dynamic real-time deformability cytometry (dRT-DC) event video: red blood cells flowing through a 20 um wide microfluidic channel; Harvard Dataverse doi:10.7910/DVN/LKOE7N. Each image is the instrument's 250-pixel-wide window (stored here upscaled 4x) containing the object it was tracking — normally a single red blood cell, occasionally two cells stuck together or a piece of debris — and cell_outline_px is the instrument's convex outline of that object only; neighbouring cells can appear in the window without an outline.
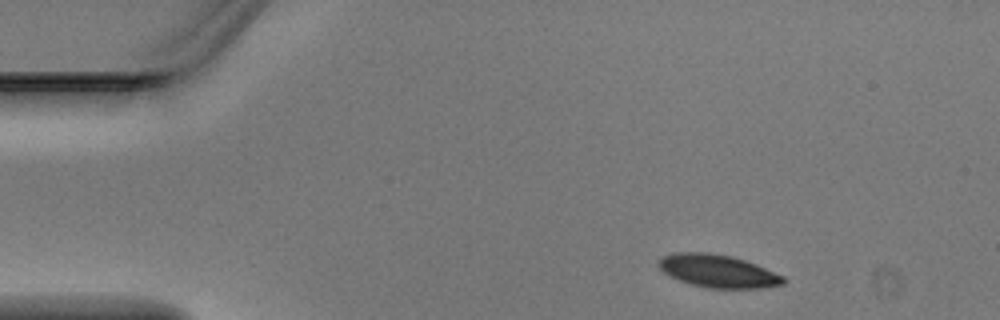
{"species": "Egyptian fruit bat (a non-hibernating species)", "species_latin": "Rousettus aegyptiacus", "temperature_condition": "warm", "stored_images_in_passage": 3, "camera_frame_rate_fps": 3000, "um_per_image_px": 0.085, "animal": {"sex": "male"}, "frame": {"image": 1, "passage_image": 1, "time_ms": 0.0, "image_size_px": [1000, 320], "cell_outline_px": [[788, 280], [784, 284], [764, 288], [708, 288], [692, 284], [680, 280], [664, 272], [660, 268], [660, 260], [664, 256], [676, 252], [708, 252], [732, 256], [756, 264], [784, 276]], "centroid_in_image_um": [61.09, 23.04], "position_along_channel_um": 23.9, "area_um2": 23.7}}
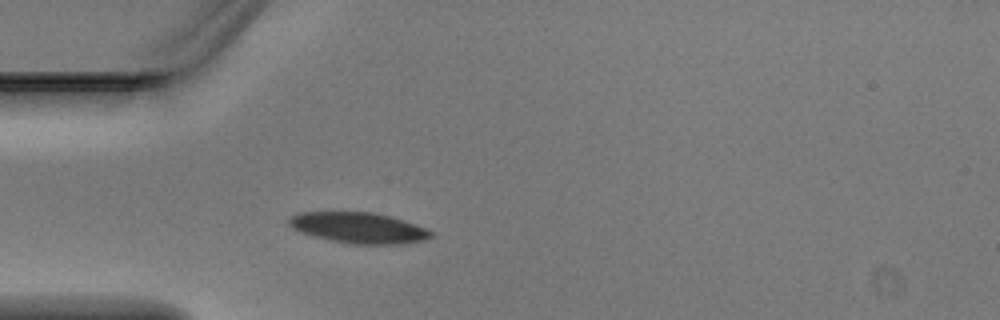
{"frame": {"image": 2, "passage_image": 3, "time_ms": 0.667, "image_size_px": [1000, 320], "cell_outline_px": [[432, 236], [424, 240], [400, 244], [352, 244], [332, 240], [300, 232], [292, 228], [288, 224], [288, 216], [296, 212], [372, 212], [404, 220], [424, 228], [432, 232]], "centroid_in_image_um": [30.43, 19.35], "position_along_channel_um": 54.6, "area_um2": 25.32}}